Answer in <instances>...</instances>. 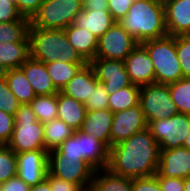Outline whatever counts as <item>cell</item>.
<instances>
[{
  "label": "cell",
  "instance_id": "cell-35",
  "mask_svg": "<svg viewBox=\"0 0 190 191\" xmlns=\"http://www.w3.org/2000/svg\"><path fill=\"white\" fill-rule=\"evenodd\" d=\"M84 105L86 111L109 109V93L106 91L103 83H96V87L92 90Z\"/></svg>",
  "mask_w": 190,
  "mask_h": 191
},
{
  "label": "cell",
  "instance_id": "cell-14",
  "mask_svg": "<svg viewBox=\"0 0 190 191\" xmlns=\"http://www.w3.org/2000/svg\"><path fill=\"white\" fill-rule=\"evenodd\" d=\"M125 67L132 84L141 87L155 83L154 64L147 49L141 43L126 57Z\"/></svg>",
  "mask_w": 190,
  "mask_h": 191
},
{
  "label": "cell",
  "instance_id": "cell-6",
  "mask_svg": "<svg viewBox=\"0 0 190 191\" xmlns=\"http://www.w3.org/2000/svg\"><path fill=\"white\" fill-rule=\"evenodd\" d=\"M82 9V0H45L30 24L40 29L64 30L73 24Z\"/></svg>",
  "mask_w": 190,
  "mask_h": 191
},
{
  "label": "cell",
  "instance_id": "cell-9",
  "mask_svg": "<svg viewBox=\"0 0 190 191\" xmlns=\"http://www.w3.org/2000/svg\"><path fill=\"white\" fill-rule=\"evenodd\" d=\"M95 169L85 160L67 159L57 149L48 152V172L89 190Z\"/></svg>",
  "mask_w": 190,
  "mask_h": 191
},
{
  "label": "cell",
  "instance_id": "cell-8",
  "mask_svg": "<svg viewBox=\"0 0 190 191\" xmlns=\"http://www.w3.org/2000/svg\"><path fill=\"white\" fill-rule=\"evenodd\" d=\"M147 128L158 143L159 149L181 147L190 133V115L177 113L169 119L150 121Z\"/></svg>",
  "mask_w": 190,
  "mask_h": 191
},
{
  "label": "cell",
  "instance_id": "cell-20",
  "mask_svg": "<svg viewBox=\"0 0 190 191\" xmlns=\"http://www.w3.org/2000/svg\"><path fill=\"white\" fill-rule=\"evenodd\" d=\"M20 69L30 82L36 95H52L59 92L49 77L45 63L29 57Z\"/></svg>",
  "mask_w": 190,
  "mask_h": 191
},
{
  "label": "cell",
  "instance_id": "cell-48",
  "mask_svg": "<svg viewBox=\"0 0 190 191\" xmlns=\"http://www.w3.org/2000/svg\"><path fill=\"white\" fill-rule=\"evenodd\" d=\"M7 71H8V69H7L6 67H4V66L0 63V80H3V79L6 78Z\"/></svg>",
  "mask_w": 190,
  "mask_h": 191
},
{
  "label": "cell",
  "instance_id": "cell-45",
  "mask_svg": "<svg viewBox=\"0 0 190 191\" xmlns=\"http://www.w3.org/2000/svg\"><path fill=\"white\" fill-rule=\"evenodd\" d=\"M0 191H30V186L16 176L0 184Z\"/></svg>",
  "mask_w": 190,
  "mask_h": 191
},
{
  "label": "cell",
  "instance_id": "cell-32",
  "mask_svg": "<svg viewBox=\"0 0 190 191\" xmlns=\"http://www.w3.org/2000/svg\"><path fill=\"white\" fill-rule=\"evenodd\" d=\"M168 88L179 113L190 115V78L168 84Z\"/></svg>",
  "mask_w": 190,
  "mask_h": 191
},
{
  "label": "cell",
  "instance_id": "cell-47",
  "mask_svg": "<svg viewBox=\"0 0 190 191\" xmlns=\"http://www.w3.org/2000/svg\"><path fill=\"white\" fill-rule=\"evenodd\" d=\"M30 191H51L50 184L48 180L45 178L39 184H36L35 186H31Z\"/></svg>",
  "mask_w": 190,
  "mask_h": 191
},
{
  "label": "cell",
  "instance_id": "cell-17",
  "mask_svg": "<svg viewBox=\"0 0 190 191\" xmlns=\"http://www.w3.org/2000/svg\"><path fill=\"white\" fill-rule=\"evenodd\" d=\"M112 120L113 113L109 109L87 111L79 131L89 136H94L110 148Z\"/></svg>",
  "mask_w": 190,
  "mask_h": 191
},
{
  "label": "cell",
  "instance_id": "cell-7",
  "mask_svg": "<svg viewBox=\"0 0 190 191\" xmlns=\"http://www.w3.org/2000/svg\"><path fill=\"white\" fill-rule=\"evenodd\" d=\"M140 105L147 124L150 121L169 119L179 113L168 85L151 83L140 87Z\"/></svg>",
  "mask_w": 190,
  "mask_h": 191
},
{
  "label": "cell",
  "instance_id": "cell-51",
  "mask_svg": "<svg viewBox=\"0 0 190 191\" xmlns=\"http://www.w3.org/2000/svg\"><path fill=\"white\" fill-rule=\"evenodd\" d=\"M153 1H155L156 3L162 4V5H165L168 2H170L171 0H153Z\"/></svg>",
  "mask_w": 190,
  "mask_h": 191
},
{
  "label": "cell",
  "instance_id": "cell-10",
  "mask_svg": "<svg viewBox=\"0 0 190 191\" xmlns=\"http://www.w3.org/2000/svg\"><path fill=\"white\" fill-rule=\"evenodd\" d=\"M139 43L118 22L99 39L95 59L125 61Z\"/></svg>",
  "mask_w": 190,
  "mask_h": 191
},
{
  "label": "cell",
  "instance_id": "cell-49",
  "mask_svg": "<svg viewBox=\"0 0 190 191\" xmlns=\"http://www.w3.org/2000/svg\"><path fill=\"white\" fill-rule=\"evenodd\" d=\"M184 191H190V177L184 179Z\"/></svg>",
  "mask_w": 190,
  "mask_h": 191
},
{
  "label": "cell",
  "instance_id": "cell-19",
  "mask_svg": "<svg viewBox=\"0 0 190 191\" xmlns=\"http://www.w3.org/2000/svg\"><path fill=\"white\" fill-rule=\"evenodd\" d=\"M78 148L82 159L95 170L107 168L109 148L94 136H89L78 130Z\"/></svg>",
  "mask_w": 190,
  "mask_h": 191
},
{
  "label": "cell",
  "instance_id": "cell-44",
  "mask_svg": "<svg viewBox=\"0 0 190 191\" xmlns=\"http://www.w3.org/2000/svg\"><path fill=\"white\" fill-rule=\"evenodd\" d=\"M155 176L159 181L162 191H184V179L164 177L158 172Z\"/></svg>",
  "mask_w": 190,
  "mask_h": 191
},
{
  "label": "cell",
  "instance_id": "cell-50",
  "mask_svg": "<svg viewBox=\"0 0 190 191\" xmlns=\"http://www.w3.org/2000/svg\"><path fill=\"white\" fill-rule=\"evenodd\" d=\"M183 147H186L187 149L190 150V133L186 136Z\"/></svg>",
  "mask_w": 190,
  "mask_h": 191
},
{
  "label": "cell",
  "instance_id": "cell-39",
  "mask_svg": "<svg viewBox=\"0 0 190 191\" xmlns=\"http://www.w3.org/2000/svg\"><path fill=\"white\" fill-rule=\"evenodd\" d=\"M14 116L0 111V143L7 145L14 130Z\"/></svg>",
  "mask_w": 190,
  "mask_h": 191
},
{
  "label": "cell",
  "instance_id": "cell-15",
  "mask_svg": "<svg viewBox=\"0 0 190 191\" xmlns=\"http://www.w3.org/2000/svg\"><path fill=\"white\" fill-rule=\"evenodd\" d=\"M157 172L164 177H190V150L186 147L160 149Z\"/></svg>",
  "mask_w": 190,
  "mask_h": 191
},
{
  "label": "cell",
  "instance_id": "cell-1",
  "mask_svg": "<svg viewBox=\"0 0 190 191\" xmlns=\"http://www.w3.org/2000/svg\"><path fill=\"white\" fill-rule=\"evenodd\" d=\"M159 145L148 128L109 148L107 169L127 178L152 176L159 166Z\"/></svg>",
  "mask_w": 190,
  "mask_h": 191
},
{
  "label": "cell",
  "instance_id": "cell-23",
  "mask_svg": "<svg viewBox=\"0 0 190 191\" xmlns=\"http://www.w3.org/2000/svg\"><path fill=\"white\" fill-rule=\"evenodd\" d=\"M57 101V118L63 120L75 131L79 130L87 112L85 105L63 94L61 91L57 93Z\"/></svg>",
  "mask_w": 190,
  "mask_h": 191
},
{
  "label": "cell",
  "instance_id": "cell-28",
  "mask_svg": "<svg viewBox=\"0 0 190 191\" xmlns=\"http://www.w3.org/2000/svg\"><path fill=\"white\" fill-rule=\"evenodd\" d=\"M140 102V86H131L117 90L109 95V110L112 113L121 112L131 107L137 106Z\"/></svg>",
  "mask_w": 190,
  "mask_h": 191
},
{
  "label": "cell",
  "instance_id": "cell-5",
  "mask_svg": "<svg viewBox=\"0 0 190 191\" xmlns=\"http://www.w3.org/2000/svg\"><path fill=\"white\" fill-rule=\"evenodd\" d=\"M15 125L7 147L15 154L45 149L44 126L36 119L29 104H21L16 110Z\"/></svg>",
  "mask_w": 190,
  "mask_h": 191
},
{
  "label": "cell",
  "instance_id": "cell-4",
  "mask_svg": "<svg viewBox=\"0 0 190 191\" xmlns=\"http://www.w3.org/2000/svg\"><path fill=\"white\" fill-rule=\"evenodd\" d=\"M154 64L155 82L171 84L183 78L180 61L175 49V36L167 35L141 43Z\"/></svg>",
  "mask_w": 190,
  "mask_h": 191
},
{
  "label": "cell",
  "instance_id": "cell-3",
  "mask_svg": "<svg viewBox=\"0 0 190 191\" xmlns=\"http://www.w3.org/2000/svg\"><path fill=\"white\" fill-rule=\"evenodd\" d=\"M30 57L43 62L57 60L71 64H86L71 46L64 30L40 29L31 24L28 29Z\"/></svg>",
  "mask_w": 190,
  "mask_h": 191
},
{
  "label": "cell",
  "instance_id": "cell-36",
  "mask_svg": "<svg viewBox=\"0 0 190 191\" xmlns=\"http://www.w3.org/2000/svg\"><path fill=\"white\" fill-rule=\"evenodd\" d=\"M20 105L21 103L10 91L6 79L0 80V111L15 116Z\"/></svg>",
  "mask_w": 190,
  "mask_h": 191
},
{
  "label": "cell",
  "instance_id": "cell-11",
  "mask_svg": "<svg viewBox=\"0 0 190 191\" xmlns=\"http://www.w3.org/2000/svg\"><path fill=\"white\" fill-rule=\"evenodd\" d=\"M89 64L92 66L98 82L104 84L109 95L132 85L125 67V61L93 59Z\"/></svg>",
  "mask_w": 190,
  "mask_h": 191
},
{
  "label": "cell",
  "instance_id": "cell-33",
  "mask_svg": "<svg viewBox=\"0 0 190 191\" xmlns=\"http://www.w3.org/2000/svg\"><path fill=\"white\" fill-rule=\"evenodd\" d=\"M17 176L16 154L4 145L0 149V184Z\"/></svg>",
  "mask_w": 190,
  "mask_h": 191
},
{
  "label": "cell",
  "instance_id": "cell-40",
  "mask_svg": "<svg viewBox=\"0 0 190 191\" xmlns=\"http://www.w3.org/2000/svg\"><path fill=\"white\" fill-rule=\"evenodd\" d=\"M132 191H162L155 175L132 179Z\"/></svg>",
  "mask_w": 190,
  "mask_h": 191
},
{
  "label": "cell",
  "instance_id": "cell-30",
  "mask_svg": "<svg viewBox=\"0 0 190 191\" xmlns=\"http://www.w3.org/2000/svg\"><path fill=\"white\" fill-rule=\"evenodd\" d=\"M29 105L35 113L36 119L43 124L57 118V93L52 95H36Z\"/></svg>",
  "mask_w": 190,
  "mask_h": 191
},
{
  "label": "cell",
  "instance_id": "cell-42",
  "mask_svg": "<svg viewBox=\"0 0 190 191\" xmlns=\"http://www.w3.org/2000/svg\"><path fill=\"white\" fill-rule=\"evenodd\" d=\"M46 179L50 184L51 191H86L81 185L67 182L47 172Z\"/></svg>",
  "mask_w": 190,
  "mask_h": 191
},
{
  "label": "cell",
  "instance_id": "cell-24",
  "mask_svg": "<svg viewBox=\"0 0 190 191\" xmlns=\"http://www.w3.org/2000/svg\"><path fill=\"white\" fill-rule=\"evenodd\" d=\"M88 191H132V179L110 172L107 168L94 171Z\"/></svg>",
  "mask_w": 190,
  "mask_h": 191
},
{
  "label": "cell",
  "instance_id": "cell-31",
  "mask_svg": "<svg viewBox=\"0 0 190 191\" xmlns=\"http://www.w3.org/2000/svg\"><path fill=\"white\" fill-rule=\"evenodd\" d=\"M30 21L0 23V43L29 42Z\"/></svg>",
  "mask_w": 190,
  "mask_h": 191
},
{
  "label": "cell",
  "instance_id": "cell-26",
  "mask_svg": "<svg viewBox=\"0 0 190 191\" xmlns=\"http://www.w3.org/2000/svg\"><path fill=\"white\" fill-rule=\"evenodd\" d=\"M43 126L45 150L47 152L58 149L75 132L73 128L59 118L45 122Z\"/></svg>",
  "mask_w": 190,
  "mask_h": 191
},
{
  "label": "cell",
  "instance_id": "cell-41",
  "mask_svg": "<svg viewBox=\"0 0 190 191\" xmlns=\"http://www.w3.org/2000/svg\"><path fill=\"white\" fill-rule=\"evenodd\" d=\"M134 2L135 0H108V11L116 22H118L126 16Z\"/></svg>",
  "mask_w": 190,
  "mask_h": 191
},
{
  "label": "cell",
  "instance_id": "cell-38",
  "mask_svg": "<svg viewBox=\"0 0 190 191\" xmlns=\"http://www.w3.org/2000/svg\"><path fill=\"white\" fill-rule=\"evenodd\" d=\"M57 150L67 159L83 160L79 154L78 130H76L71 137L66 139Z\"/></svg>",
  "mask_w": 190,
  "mask_h": 191
},
{
  "label": "cell",
  "instance_id": "cell-34",
  "mask_svg": "<svg viewBox=\"0 0 190 191\" xmlns=\"http://www.w3.org/2000/svg\"><path fill=\"white\" fill-rule=\"evenodd\" d=\"M175 49L180 61L183 78H190V34L175 36Z\"/></svg>",
  "mask_w": 190,
  "mask_h": 191
},
{
  "label": "cell",
  "instance_id": "cell-22",
  "mask_svg": "<svg viewBox=\"0 0 190 191\" xmlns=\"http://www.w3.org/2000/svg\"><path fill=\"white\" fill-rule=\"evenodd\" d=\"M64 31L71 46L86 63L95 59L98 39L94 34L73 24L65 28Z\"/></svg>",
  "mask_w": 190,
  "mask_h": 191
},
{
  "label": "cell",
  "instance_id": "cell-46",
  "mask_svg": "<svg viewBox=\"0 0 190 191\" xmlns=\"http://www.w3.org/2000/svg\"><path fill=\"white\" fill-rule=\"evenodd\" d=\"M83 9L89 11L108 10V0H82Z\"/></svg>",
  "mask_w": 190,
  "mask_h": 191
},
{
  "label": "cell",
  "instance_id": "cell-27",
  "mask_svg": "<svg viewBox=\"0 0 190 191\" xmlns=\"http://www.w3.org/2000/svg\"><path fill=\"white\" fill-rule=\"evenodd\" d=\"M6 81L12 94L21 104H30L36 94L20 68H14L7 71Z\"/></svg>",
  "mask_w": 190,
  "mask_h": 191
},
{
  "label": "cell",
  "instance_id": "cell-43",
  "mask_svg": "<svg viewBox=\"0 0 190 191\" xmlns=\"http://www.w3.org/2000/svg\"><path fill=\"white\" fill-rule=\"evenodd\" d=\"M45 0H16V5L23 17L31 19Z\"/></svg>",
  "mask_w": 190,
  "mask_h": 191
},
{
  "label": "cell",
  "instance_id": "cell-21",
  "mask_svg": "<svg viewBox=\"0 0 190 191\" xmlns=\"http://www.w3.org/2000/svg\"><path fill=\"white\" fill-rule=\"evenodd\" d=\"M116 20L108 10L82 11L75 17L73 25L82 29H87L99 39L108 29H110Z\"/></svg>",
  "mask_w": 190,
  "mask_h": 191
},
{
  "label": "cell",
  "instance_id": "cell-29",
  "mask_svg": "<svg viewBox=\"0 0 190 191\" xmlns=\"http://www.w3.org/2000/svg\"><path fill=\"white\" fill-rule=\"evenodd\" d=\"M45 65L55 88L61 91L85 64H71L57 60Z\"/></svg>",
  "mask_w": 190,
  "mask_h": 191
},
{
  "label": "cell",
  "instance_id": "cell-25",
  "mask_svg": "<svg viewBox=\"0 0 190 191\" xmlns=\"http://www.w3.org/2000/svg\"><path fill=\"white\" fill-rule=\"evenodd\" d=\"M29 57V42L0 43V63L8 70L20 68Z\"/></svg>",
  "mask_w": 190,
  "mask_h": 191
},
{
  "label": "cell",
  "instance_id": "cell-2",
  "mask_svg": "<svg viewBox=\"0 0 190 191\" xmlns=\"http://www.w3.org/2000/svg\"><path fill=\"white\" fill-rule=\"evenodd\" d=\"M118 23L138 43L168 35L164 5L153 0H135Z\"/></svg>",
  "mask_w": 190,
  "mask_h": 191
},
{
  "label": "cell",
  "instance_id": "cell-16",
  "mask_svg": "<svg viewBox=\"0 0 190 191\" xmlns=\"http://www.w3.org/2000/svg\"><path fill=\"white\" fill-rule=\"evenodd\" d=\"M168 35L190 34V0H171L164 5Z\"/></svg>",
  "mask_w": 190,
  "mask_h": 191
},
{
  "label": "cell",
  "instance_id": "cell-18",
  "mask_svg": "<svg viewBox=\"0 0 190 191\" xmlns=\"http://www.w3.org/2000/svg\"><path fill=\"white\" fill-rule=\"evenodd\" d=\"M98 82L89 63L80 68L76 75L65 85L61 92L76 101L85 104Z\"/></svg>",
  "mask_w": 190,
  "mask_h": 191
},
{
  "label": "cell",
  "instance_id": "cell-12",
  "mask_svg": "<svg viewBox=\"0 0 190 191\" xmlns=\"http://www.w3.org/2000/svg\"><path fill=\"white\" fill-rule=\"evenodd\" d=\"M17 176L28 186L42 182L48 172V152L45 149L16 154Z\"/></svg>",
  "mask_w": 190,
  "mask_h": 191
},
{
  "label": "cell",
  "instance_id": "cell-37",
  "mask_svg": "<svg viewBox=\"0 0 190 191\" xmlns=\"http://www.w3.org/2000/svg\"><path fill=\"white\" fill-rule=\"evenodd\" d=\"M13 21H30L19 12L16 3L9 0H0V23Z\"/></svg>",
  "mask_w": 190,
  "mask_h": 191
},
{
  "label": "cell",
  "instance_id": "cell-13",
  "mask_svg": "<svg viewBox=\"0 0 190 191\" xmlns=\"http://www.w3.org/2000/svg\"><path fill=\"white\" fill-rule=\"evenodd\" d=\"M146 128L147 122L140 103L121 112L113 113L110 130L111 147Z\"/></svg>",
  "mask_w": 190,
  "mask_h": 191
}]
</instances>
